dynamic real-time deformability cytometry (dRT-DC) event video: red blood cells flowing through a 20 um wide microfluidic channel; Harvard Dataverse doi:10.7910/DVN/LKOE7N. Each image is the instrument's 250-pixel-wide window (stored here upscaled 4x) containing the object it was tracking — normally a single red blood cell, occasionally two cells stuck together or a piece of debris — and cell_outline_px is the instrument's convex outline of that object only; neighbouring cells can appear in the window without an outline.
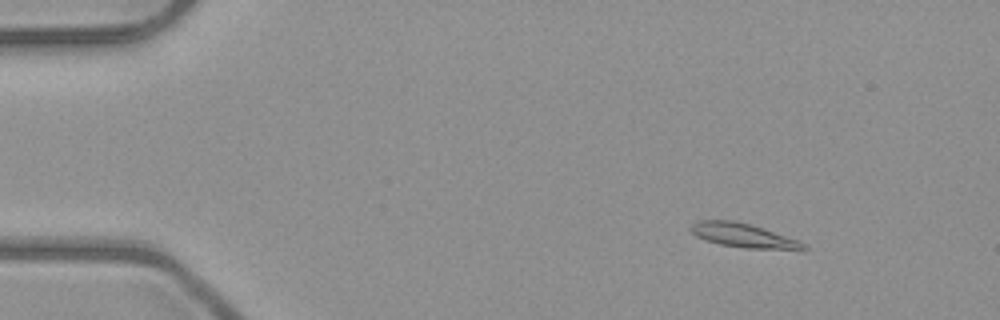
{"species": "common noctule bat (a hibernating species)", "species_latin": "Nyctalus noctula", "temperature_condition": "room temperature", "stored_images_in_passage": 5, "camera_frame_rate_fps": 3000, "um_per_image_px": 0.085, "animal": {"sex": "male", "body_mass_g": 23.1, "forearm_length_mm": 52.7}, "frame": {"image": 1, "passage_image": 2, "time_ms": 1.333, "image_size_px": [1000, 320], "cell_outline_px": [[808, 248], [744, 248], [720, 244], [696, 236], [688, 228], [696, 220], [732, 220], [748, 224], [800, 240]], "centroid_in_image_um": [63.08, 19.98], "position_along_channel_um": 21.9, "area_um2": 15.26}}